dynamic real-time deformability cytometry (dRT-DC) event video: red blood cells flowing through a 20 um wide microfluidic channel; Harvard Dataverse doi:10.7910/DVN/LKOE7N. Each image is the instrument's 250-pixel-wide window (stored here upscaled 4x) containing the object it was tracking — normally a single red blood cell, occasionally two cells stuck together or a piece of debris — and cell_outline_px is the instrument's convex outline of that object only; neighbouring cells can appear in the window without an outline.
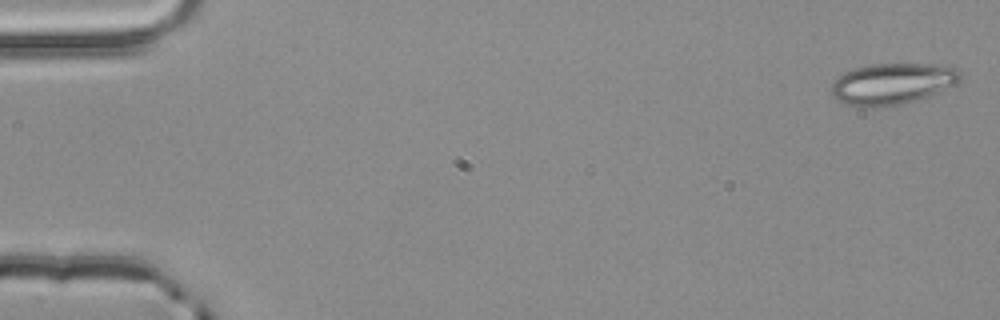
{"species": "common noctule bat (a hibernating species)", "species_latin": "Nyctalus noctula", "temperature_condition": "room temperature", "stored_images_in_passage": 55, "camera_frame_rate_fps": 3000, "um_per_image_px": 0.085, "animal": {"sex": "male", "body_mass_g": 20.4}, "frame": {"image": 1, "passage_image": 2, "time_ms": 0.333, "image_size_px": [1000, 320], "cell_outline_px": [[960, 80], [956, 84], [916, 100], [900, 104], [872, 108], [864, 108], [848, 104], [832, 96], [832, 84], [836, 76], [844, 72], [856, 68], [872, 64], [952, 64], [960, 68]], "centroid_in_image_um": [75.88, 7.1], "position_along_channel_um": 9.1, "area_um2": 31.15}}
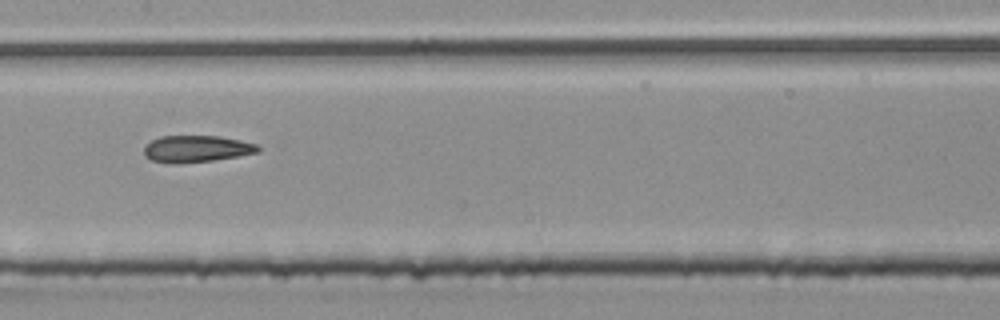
{"frame": {"image": 2, "passage_image": 28, "time_ms": 9.0, "image_size_px": [1000, 320], "cell_outline_px": [[260, 152], [212, 160], [176, 164], [152, 160], [144, 156], [144, 148], [152, 140], [160, 136], [220, 136], [240, 140], [256, 144], [260, 148]], "centroid_in_image_um": [16.7, 12.64], "position_along_channel_um": 190.7, "area_um2": 17.63}}
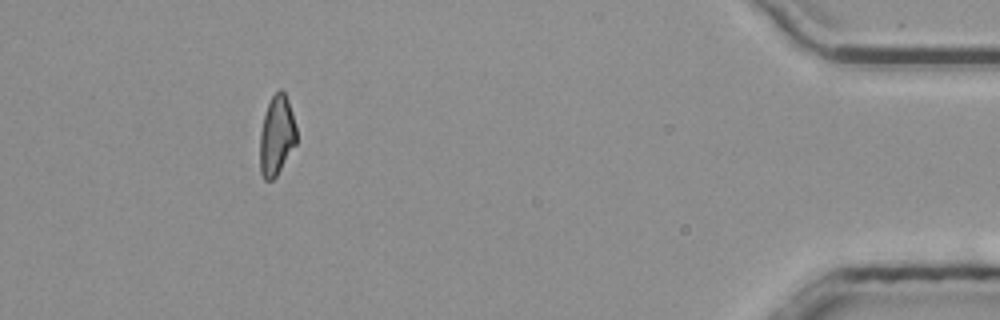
{"frame": {"image": 3, "passage_image": 50, "time_ms": 16.333, "image_size_px": [1000, 320], "cell_outline_px": [[296, 144], [276, 176], [272, 180], [264, 180], [260, 172], [260, 132], [264, 116], [268, 104], [272, 96], [280, 88], [284, 92], [288, 100], [292, 112], [296, 128]], "centroid_in_image_um": [23.51, 11.53], "position_along_channel_um": 411.7, "area_um2": 16.88}, "authors_computed_cell_mechanics": {"area_um2": 18.1492, "velocity_mm_per_s": 3.8812, "shape_relaxation_time_tau1_ms": null, "shape_relaxation_time_tau2_ms": 4.8584, "deformation_change_tau1": null, "deformation_change_tau2": 0.1427}}